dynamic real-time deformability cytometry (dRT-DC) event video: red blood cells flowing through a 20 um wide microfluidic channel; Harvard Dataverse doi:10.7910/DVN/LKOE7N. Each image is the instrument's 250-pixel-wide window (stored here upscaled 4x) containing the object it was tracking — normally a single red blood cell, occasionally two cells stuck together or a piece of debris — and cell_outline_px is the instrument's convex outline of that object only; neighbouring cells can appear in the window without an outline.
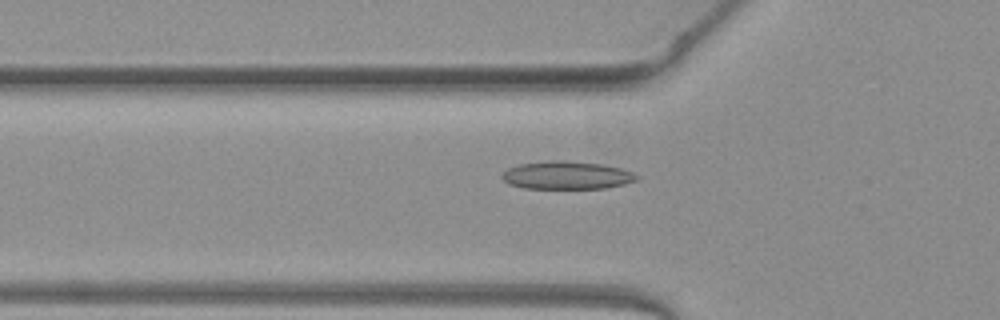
{"species": "common noctule bat (a hibernating species)", "species_latin": "Nyctalus noctula", "temperature_condition": "warm", "stored_images_in_passage": 28, "camera_frame_rate_fps": 3000, "um_per_image_px": 0.085, "animal": {"sex": "female", "body_mass_g": 19.3, "forearm_length_mm": 54.1}, "frame": {"image": 1, "passage_image": 2, "time_ms": 0.333, "image_size_px": [1000, 320], "cell_outline_px": [[640, 176], [636, 180], [624, 184], [608, 188], [524, 188], [508, 184], [500, 176], [508, 168], [520, 164], [552, 160], [564, 160], [604, 164], [620, 168], [632, 172]], "centroid_in_image_um": [48.18, 14.89], "position_along_channel_um": 77.6, "area_um2": 21.96}}
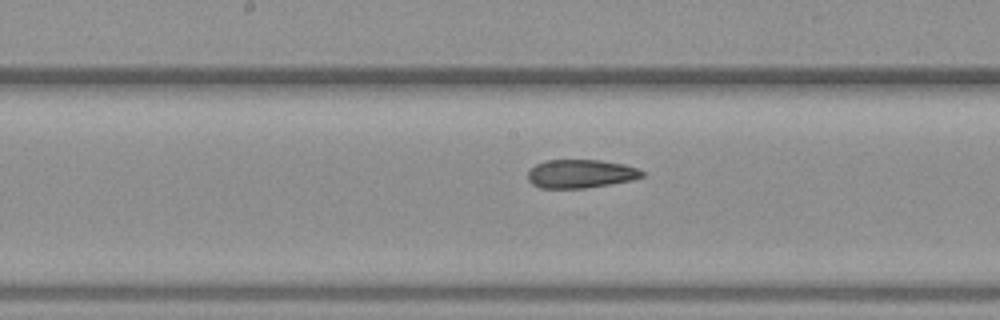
{"frame": {"image": 2, "passage_image": 11, "time_ms": 3.333, "image_size_px": [1000, 320], "cell_outline_px": [[644, 176], [632, 180], [584, 188], [540, 188], [532, 184], [528, 180], [528, 172], [536, 164], [544, 160], [600, 160], [624, 164], [636, 168], [644, 172]], "centroid_in_image_um": [49.34, 14.76], "position_along_channel_um": 198.9, "area_um2": 18.9}}
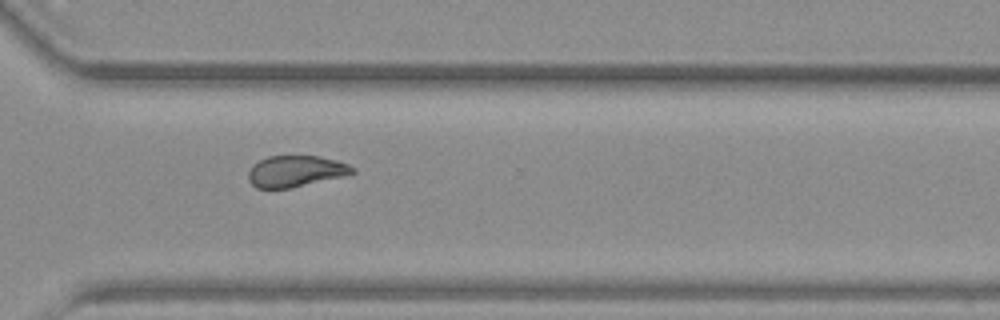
{"frame": {"image": 3, "passage_image": 22, "time_ms": 7.0, "image_size_px": [1000, 320], "cell_outline_px": [[356, 172], [344, 176], [292, 188], [256, 188], [248, 180], [248, 172], [260, 160], [268, 156], [320, 156], [336, 160], [348, 164], [356, 168]], "centroid_in_image_um": [25.17, 14.56], "position_along_channel_um": 345.4, "area_um2": 18.96}, "authors_computed_cell_mechanics": {"area_um2": 19.3919, "velocity_mm_per_s": 3.9994, "shape_relaxation_time_tau1_ms": null, "shape_relaxation_time_tau2_ms": 2.7597, "deformation_change_tau1": null, "deformation_change_tau2": 0.0754}}